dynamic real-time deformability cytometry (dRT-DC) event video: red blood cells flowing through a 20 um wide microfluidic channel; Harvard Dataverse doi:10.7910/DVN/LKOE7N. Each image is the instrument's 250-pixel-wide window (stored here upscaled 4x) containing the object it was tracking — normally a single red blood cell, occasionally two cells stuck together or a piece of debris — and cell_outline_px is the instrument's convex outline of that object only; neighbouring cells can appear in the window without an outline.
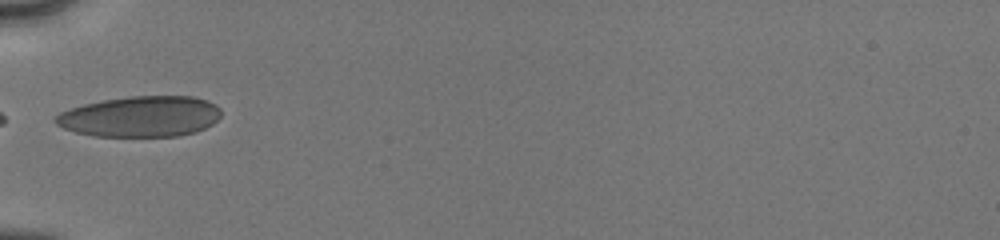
{"species": "human", "species_latin": "Homo sapiens", "temperature_condition": "cold", "stored_images_in_passage": 62, "camera_frame_rate_fps": 3000, "um_per_image_px": 0.085, "donor": {"sex": "male"}, "frame": {"image": 1, "passage_image": 1, "time_ms": 0.0, "image_size_px": [1000, 240], "cell_outline_px": [[220, 116], [212, 124], [196, 132], [180, 136], [92, 136], [76, 132], [64, 128], [56, 124], [52, 120], [60, 112], [84, 104], [104, 100], [132, 96], [192, 96], [208, 100], [216, 104], [220, 108]], "centroid_in_image_um": [11.96, 9.9], "position_along_channel_um": 73.0, "area_um2": 39.36}}
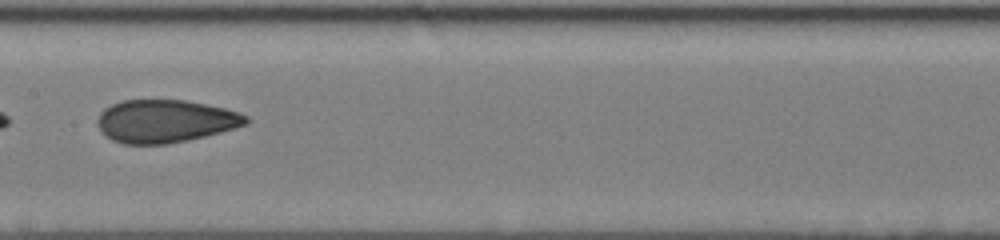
{"frame": {"image": 2, "passage_image": 18, "time_ms": 3.0, "image_size_px": [1000, 240], "cell_outline_px": [[252, 120], [248, 124], [236, 128], [188, 140], [168, 144], [124, 144], [112, 140], [104, 136], [100, 128], [100, 112], [104, 108], [120, 100], [184, 100], [224, 108], [240, 112], [248, 116]], "centroid_in_image_um": [14.09, 10.3], "position_along_channel_um": 193.3, "area_um2": 37.11}}
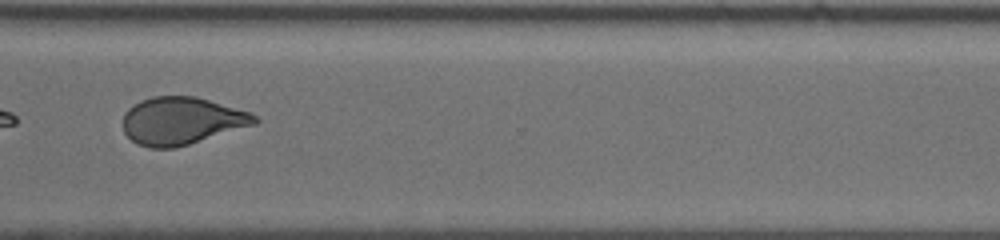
{"frame": {"image": 3, "passage_image": 39, "time_ms": 7.0, "image_size_px": [1000, 240], "cell_outline_px": [[260, 120], [256, 124], [176, 148], [148, 148], [136, 144], [124, 132], [124, 112], [128, 108], [140, 100], [152, 96], [196, 96], [248, 112], [256, 116]], "centroid_in_image_um": [15.41, 10.28], "position_along_channel_um": 355.2, "area_um2": 36.41}, "authors_computed_cell_mechanics": {"area_um2": 36.5874, "velocity_mm_per_s": 4.053, "shape_relaxation_time_tau1_ms": null, "shape_relaxation_time_tau2_ms": 1.2618, "deformation_change_tau1": null, "deformation_change_tau2": 0.0811}}